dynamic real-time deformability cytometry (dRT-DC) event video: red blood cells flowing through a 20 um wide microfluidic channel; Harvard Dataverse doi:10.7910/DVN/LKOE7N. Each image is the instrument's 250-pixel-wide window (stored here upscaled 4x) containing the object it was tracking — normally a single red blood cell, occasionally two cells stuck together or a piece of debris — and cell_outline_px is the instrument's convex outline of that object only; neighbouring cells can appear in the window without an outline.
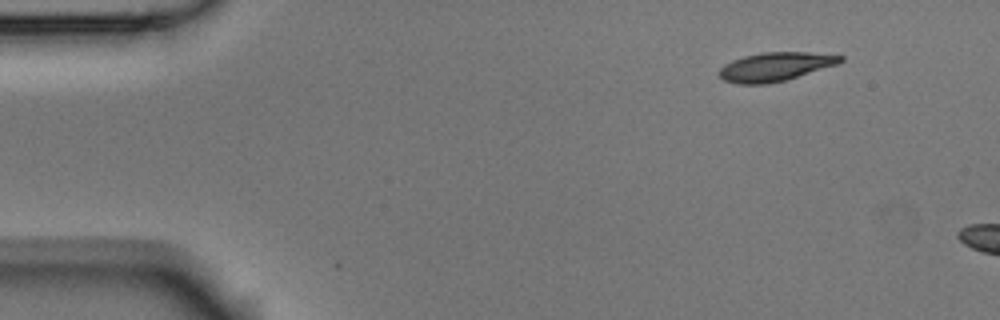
{"species": "Egyptian fruit bat (a non-hibernating species)", "species_latin": "Rousettus aegyptiacus", "temperature_condition": "room temperature", "stored_images_in_passage": 3, "camera_frame_rate_fps": 3000, "um_per_image_px": 0.085, "animal": {"sex": "male"}, "frame": {"image": 1, "passage_image": 1, "time_ms": 0.0, "image_size_px": [1000, 320], "cell_outline_px": [[844, 60], [836, 64], [784, 80], [768, 84], [736, 84], [724, 80], [716, 72], [724, 64], [732, 60], [744, 56], [764, 52], [808, 52], [844, 56]], "centroid_in_image_um": [65.83, 5.67], "position_along_channel_um": 19.2, "area_um2": 20.11}}